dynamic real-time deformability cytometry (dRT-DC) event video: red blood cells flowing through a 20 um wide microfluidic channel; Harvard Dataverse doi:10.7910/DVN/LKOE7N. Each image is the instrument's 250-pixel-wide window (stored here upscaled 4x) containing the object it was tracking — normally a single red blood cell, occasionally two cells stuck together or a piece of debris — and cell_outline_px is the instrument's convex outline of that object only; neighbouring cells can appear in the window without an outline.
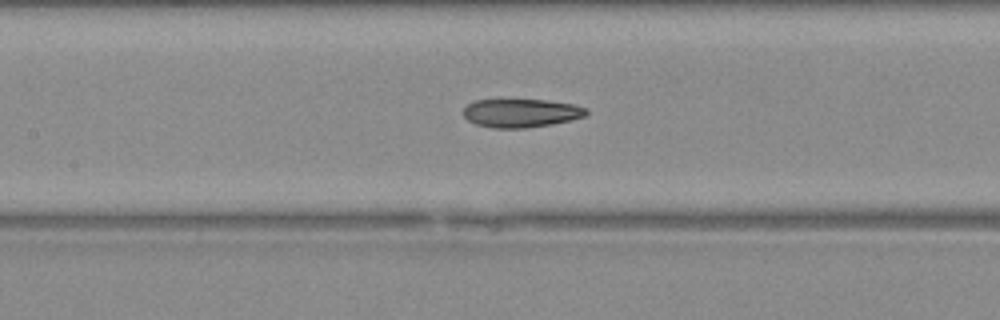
{"species": "Egyptian fruit bat (a non-hibernating species)", "species_latin": "Rousettus aegyptiacus", "temperature_condition": "warm", "stored_images_in_passage": 12, "camera_frame_rate_fps": 3000, "um_per_image_px": 0.085, "animal": {"sex": "female"}, "frame": {"image": 1, "passage_image": 10, "time_ms": 3.0, "image_size_px": [1000, 320], "cell_outline_px": [[588, 112], [584, 116], [552, 124], [528, 128], [492, 128], [476, 124], [468, 120], [464, 116], [464, 108], [468, 104], [476, 100], [544, 100], [572, 104], [584, 108]], "centroid_in_image_um": [44.25, 9.62], "position_along_channel_um": 163.2, "area_um2": 20.11}}